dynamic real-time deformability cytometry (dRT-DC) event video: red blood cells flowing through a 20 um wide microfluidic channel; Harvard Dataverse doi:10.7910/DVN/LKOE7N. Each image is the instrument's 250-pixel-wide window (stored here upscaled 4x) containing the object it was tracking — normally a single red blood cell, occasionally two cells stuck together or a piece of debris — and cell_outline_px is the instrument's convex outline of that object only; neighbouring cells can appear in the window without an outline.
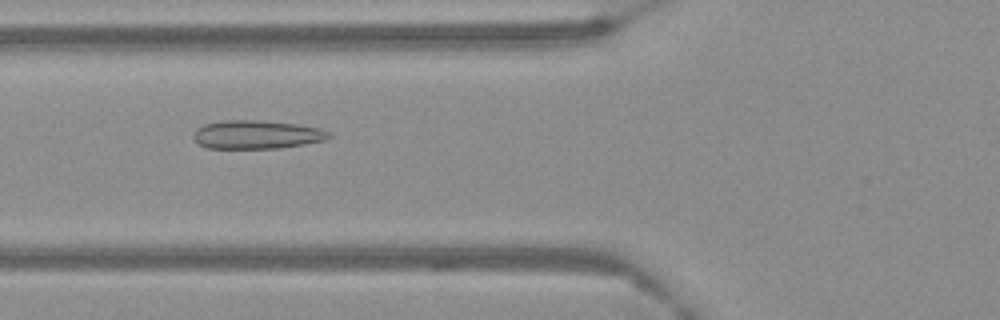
{"species": "Egyptian fruit bat (a non-hibernating species)", "species_latin": "Rousettus aegyptiacus", "temperature_condition": "warm", "stored_images_in_passage": 62, "camera_frame_rate_fps": 3000, "um_per_image_px": 0.085, "frame": {"image": 1, "passage_image": 24, "time_ms": 7.667, "image_size_px": [1000, 320], "cell_outline_px": [[332, 136], [324, 140], [304, 144], [280, 148], [208, 148], [200, 144], [192, 136], [196, 128], [204, 124], [220, 120], [256, 120], [296, 124], [320, 128], [328, 132]], "centroid_in_image_um": [21.79, 11.43], "position_along_channel_um": 104.0, "area_um2": 22.43}}
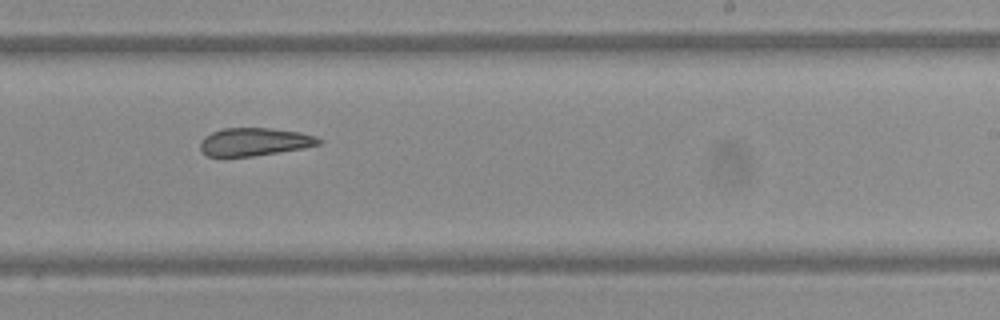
{"frame": {"image": 2, "passage_image": 39, "time_ms": 12.667, "image_size_px": [1000, 320], "cell_outline_px": [[324, 140], [320, 144], [280, 152], [252, 156], [208, 156], [200, 148], [200, 140], [204, 136], [212, 132], [224, 128], [272, 128], [300, 132], [316, 136]], "centroid_in_image_um": [21.64, 12.04], "position_along_channel_um": 267.4, "area_um2": 19.25}}
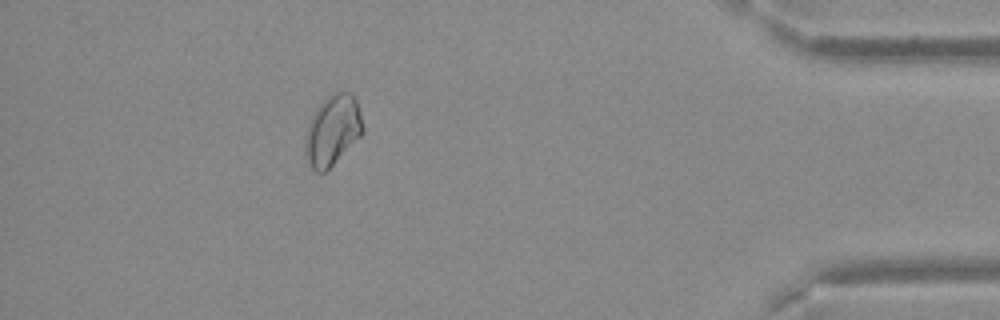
{"frame": {"image": 3, "passage_image": 56, "time_ms": 18.333, "image_size_px": [1000, 320], "cell_outline_px": [[364, 132], [324, 172], [316, 172], [312, 168], [304, 156], [304, 132], [312, 112], [336, 88], [352, 92], [356, 96], [364, 128]], "centroid_in_image_um": [28.24, 11.0], "position_along_channel_um": 407.0, "area_um2": 24.16}}